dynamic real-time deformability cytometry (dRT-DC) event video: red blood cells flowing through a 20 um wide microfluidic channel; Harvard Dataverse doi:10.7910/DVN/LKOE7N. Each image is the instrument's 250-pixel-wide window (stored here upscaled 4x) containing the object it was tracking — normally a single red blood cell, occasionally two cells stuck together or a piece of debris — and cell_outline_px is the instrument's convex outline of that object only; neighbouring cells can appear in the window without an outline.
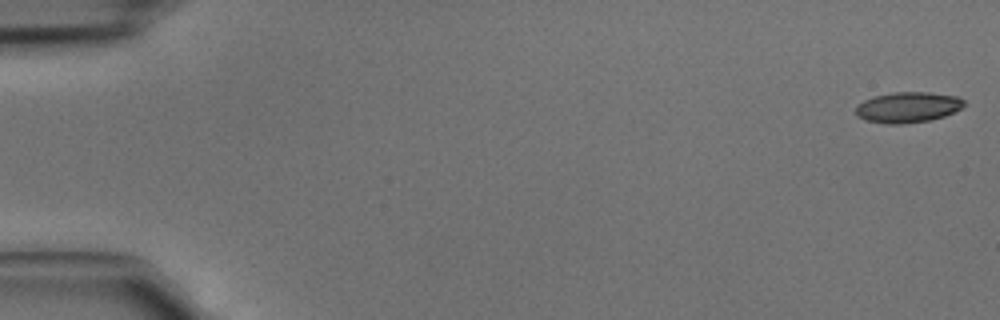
{"species": "common noctule bat (a hibernating species)", "species_latin": "Nyctalus noctula", "temperature_condition": "cold", "stored_images_in_passage": 46, "camera_frame_rate_fps": 3000, "um_per_image_px": 0.085, "animal": {"sex": "male", "body_mass_g": 15.6}, "frame": {"image": 1, "passage_image": 1, "time_ms": 0.0, "image_size_px": [1000, 320], "cell_outline_px": [[964, 104], [960, 108], [944, 116], [928, 120], [900, 124], [884, 124], [864, 120], [856, 112], [856, 108], [864, 100], [872, 96], [892, 92], [928, 92], [956, 96], [964, 100]], "centroid_in_image_um": [77.14, 9.11], "position_along_channel_um": 7.9, "area_um2": 19.13}}
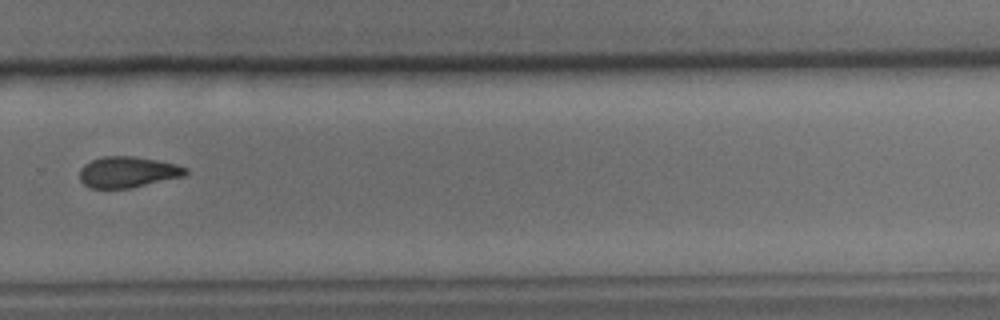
{"frame": {"image": 2, "passage_image": 32, "time_ms": 10.333, "image_size_px": [1000, 320], "cell_outline_px": [[188, 172], [184, 176], [132, 188], [92, 188], [84, 184], [80, 180], [80, 168], [84, 164], [92, 160], [104, 156], [132, 156], [156, 160], [176, 164], [188, 168]], "centroid_in_image_um": [10.87, 14.63], "position_along_channel_um": 318.9, "area_um2": 19.13}}
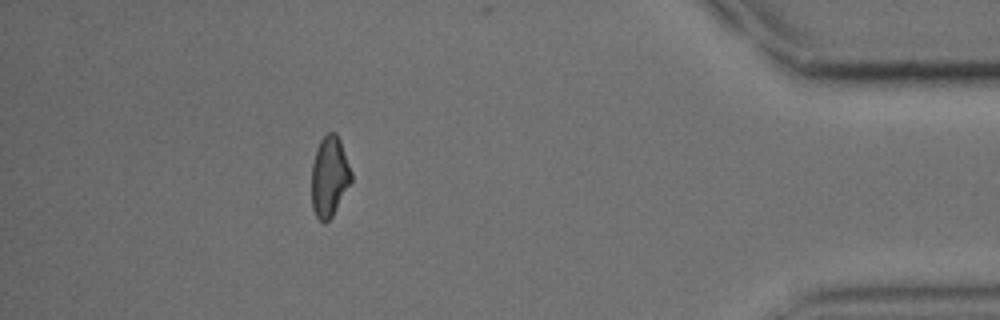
{"frame": {"image": 3, "passage_image": 41, "time_ms": 13.333, "image_size_px": [1000, 320], "cell_outline_px": [[352, 180], [332, 216], [324, 224], [316, 216], [312, 208], [312, 164], [316, 148], [320, 140], [328, 132], [336, 132], [340, 140], [352, 172]], "centroid_in_image_um": [27.99, 14.99], "position_along_channel_um": 407.2, "area_um2": 18.55}}